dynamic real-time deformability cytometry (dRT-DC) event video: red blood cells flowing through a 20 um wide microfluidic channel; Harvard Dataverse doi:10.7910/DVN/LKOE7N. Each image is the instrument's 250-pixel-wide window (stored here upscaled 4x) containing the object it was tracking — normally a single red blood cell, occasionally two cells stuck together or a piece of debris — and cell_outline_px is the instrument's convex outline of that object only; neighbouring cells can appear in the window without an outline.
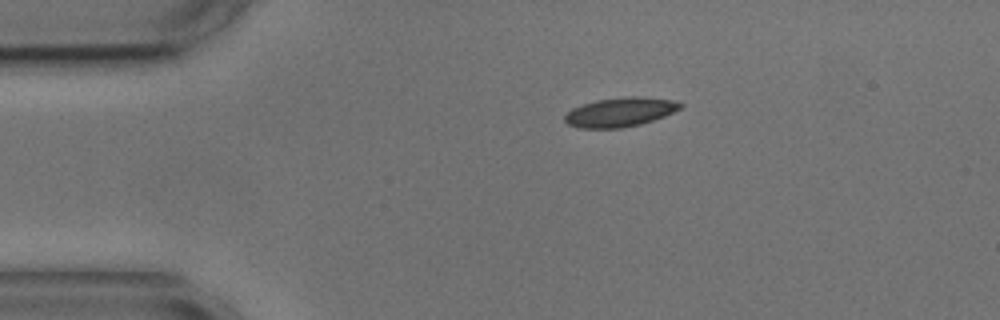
{"species": "common noctule bat (a hibernating species)", "species_latin": "Nyctalus noctula", "temperature_condition": "cold", "stored_images_in_passage": 6, "camera_frame_rate_fps": 3000, "um_per_image_px": 0.085, "animal": {"sex": "male", "body_mass_g": 17.9, "forearm_length_mm": 54.2}, "frame": {"image": 1, "passage_image": 1, "time_ms": 0.0, "image_size_px": [1000, 320], "cell_outline_px": [[684, 104], [680, 108], [664, 116], [640, 124], [620, 128], [580, 128], [568, 124], [564, 120], [564, 116], [572, 108], [596, 100], [628, 96], [636, 96], [672, 100]], "centroid_in_image_um": [52.69, 9.53], "position_along_channel_um": 32.3, "area_um2": 19.42}}
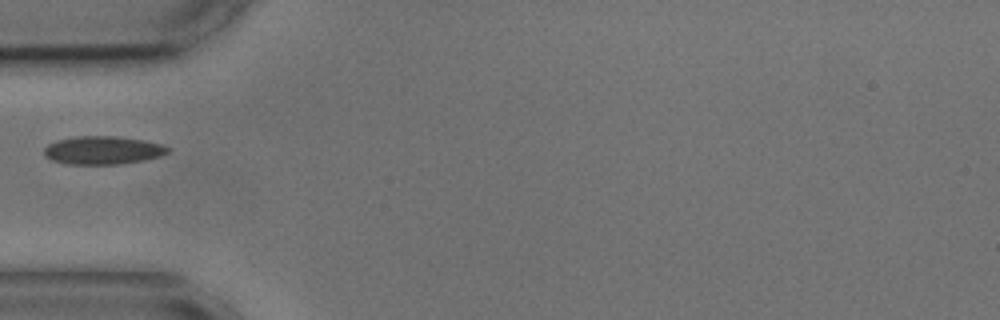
{"frame": {"image": 2, "passage_image": 3, "time_ms": 2.333, "image_size_px": [1000, 320], "cell_outline_px": [[172, 148], [168, 152], [160, 156], [144, 160], [120, 164], [64, 164], [52, 160], [44, 156], [44, 148], [48, 144], [56, 140], [76, 136], [116, 136], [144, 140], [160, 144]], "centroid_in_image_um": [8.72, 12.77], "position_along_channel_um": 76.3, "area_um2": 20.46}}